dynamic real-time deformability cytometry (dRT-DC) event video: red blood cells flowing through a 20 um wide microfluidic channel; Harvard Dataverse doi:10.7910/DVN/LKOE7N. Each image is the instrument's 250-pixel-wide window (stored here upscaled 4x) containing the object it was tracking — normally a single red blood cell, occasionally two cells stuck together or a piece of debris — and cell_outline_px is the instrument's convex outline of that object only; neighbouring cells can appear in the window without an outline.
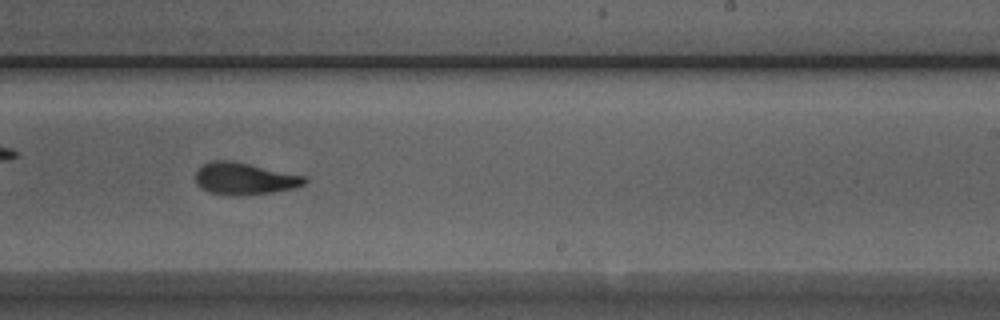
{"species": "Egyptian fruit bat (a non-hibernating species)", "species_latin": "Rousettus aegyptiacus", "temperature_condition": "room temperature", "stored_images_in_passage": 50, "camera_frame_rate_fps": 3000, "um_per_image_px": 0.085, "animal": {"sex": "male"}, "frame": {"image": 1, "passage_image": 29, "time_ms": 9.333, "image_size_px": [1000, 320], "cell_outline_px": [[308, 180], [304, 184], [292, 188], [272, 192], [236, 196], [212, 192], [200, 188], [196, 184], [196, 168], [200, 164], [208, 160], [228, 160], [308, 176]], "centroid_in_image_um": [20.74, 15.17], "position_along_channel_um": 268.3, "area_um2": 20.4}, "authors_computed_cell_mechanics": {"area_um2": 20.2589, "velocity_mm_per_s": 3.9208, "shape_relaxation_time_tau1_ms": 6.5496, "shape_relaxation_time_tau2_ms": 1.9765, "deformation_change_tau1": 0.2109, "deformation_change_tau2": 0.0951}}